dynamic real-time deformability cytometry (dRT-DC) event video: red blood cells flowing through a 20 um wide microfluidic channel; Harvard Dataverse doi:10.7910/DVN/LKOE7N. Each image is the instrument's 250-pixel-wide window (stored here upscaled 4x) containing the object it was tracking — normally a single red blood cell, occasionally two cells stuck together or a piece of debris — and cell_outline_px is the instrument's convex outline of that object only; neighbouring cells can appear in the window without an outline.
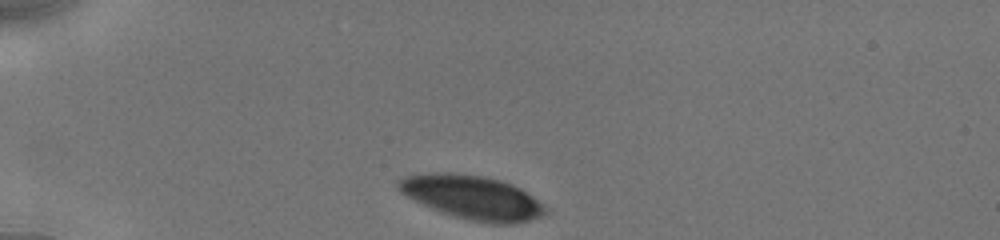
{"species": "human", "species_latin": "Homo sapiens", "temperature_condition": "cold", "stored_images_in_passage": 9, "camera_frame_rate_fps": 3000, "um_per_image_px": 0.085, "donor": {"sex": "male"}, "frame": {"image": 1, "passage_image": 1, "time_ms": 0.0, "image_size_px": [1000, 240], "cell_outline_px": [[548, 212], [544, 216], [516, 224], [492, 224], [472, 220], [456, 216], [432, 208], [400, 192], [396, 184], [396, 180], [404, 176], [428, 172], [452, 172], [484, 176], [500, 180], [512, 184], [520, 188], [532, 196], [548, 208]], "centroid_in_image_um": [40.17, 16.76], "position_along_channel_um": 44.8, "area_um2": 37.63}}
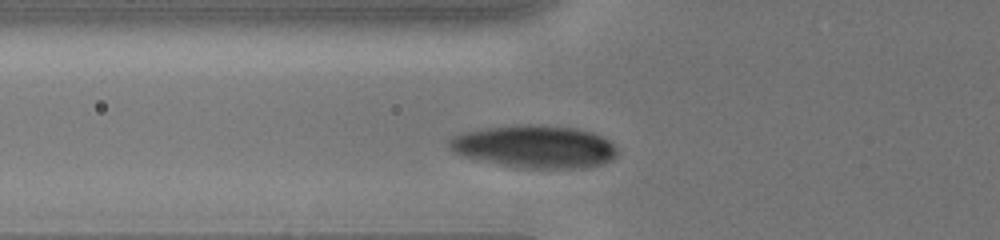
{"frame": {"image": 2, "passage_image": 7, "time_ms": 2.0, "image_size_px": [1000, 240], "cell_outline_px": [[616, 156], [612, 160], [588, 168], [532, 168], [500, 164], [464, 156], [452, 152], [448, 148], [448, 140], [452, 136], [464, 132], [484, 128], [516, 124], [540, 124], [576, 128], [592, 132], [604, 136], [616, 148]], "centroid_in_image_um": [45.45, 12.44], "position_along_channel_um": 80.4, "area_um2": 41.91}}